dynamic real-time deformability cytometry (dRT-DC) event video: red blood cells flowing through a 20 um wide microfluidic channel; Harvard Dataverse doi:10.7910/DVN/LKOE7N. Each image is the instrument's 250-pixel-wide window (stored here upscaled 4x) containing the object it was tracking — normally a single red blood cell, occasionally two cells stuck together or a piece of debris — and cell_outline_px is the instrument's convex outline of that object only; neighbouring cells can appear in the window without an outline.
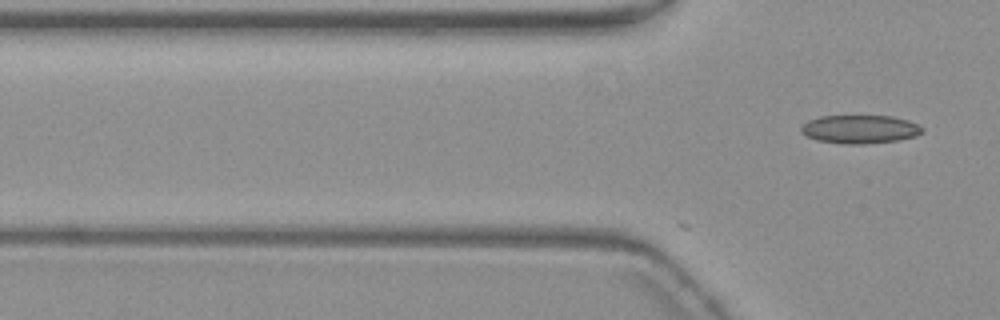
{"species": "common noctule bat (a hibernating species)", "species_latin": "Nyctalus noctula", "temperature_condition": "warm", "stored_images_in_passage": 2, "camera_frame_rate_fps": 3000, "um_per_image_px": 0.085, "animal": {"sex": "female", "body_mass_g": 19.3, "forearm_length_mm": 54.1}, "frame": {"image": 1, "passage_image": 2, "time_ms": 0.333, "image_size_px": [1000, 320], "cell_outline_px": [[924, 132], [916, 136], [900, 140], [864, 144], [844, 144], [816, 140], [800, 132], [800, 128], [808, 120], [820, 116], [892, 116], [908, 120], [924, 128]], "centroid_in_image_um": [73.11, 10.99], "position_along_channel_um": 52.7, "area_um2": 20.17}}